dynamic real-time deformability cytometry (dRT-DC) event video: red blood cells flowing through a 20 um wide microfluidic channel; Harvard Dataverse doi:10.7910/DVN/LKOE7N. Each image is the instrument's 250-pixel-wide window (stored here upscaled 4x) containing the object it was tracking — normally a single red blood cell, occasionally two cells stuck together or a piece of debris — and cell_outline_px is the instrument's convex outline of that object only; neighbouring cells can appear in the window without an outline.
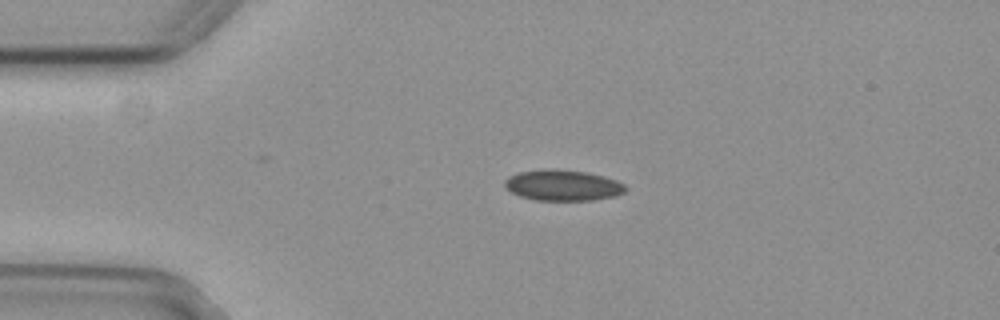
{"species": "common noctule bat (a hibernating species)", "species_latin": "Nyctalus noctula", "temperature_condition": "cold", "stored_images_in_passage": 34, "camera_frame_rate_fps": 3000, "um_per_image_px": 0.085, "animal": {"sex": "female", "body_mass_g": 29.2, "forearm_length_mm": 56.3}, "frame": {"image": 1, "passage_image": 1, "time_ms": 0.0, "image_size_px": [1000, 320], "cell_outline_px": [[628, 188], [624, 192], [616, 196], [592, 200], [536, 200], [520, 196], [512, 192], [504, 184], [504, 180], [508, 176], [520, 172], [544, 168], [556, 168], [588, 172], [604, 176], [616, 180], [624, 184]], "centroid_in_image_um": [47.86, 15.73], "position_along_channel_um": 37.1, "area_um2": 21.91}}
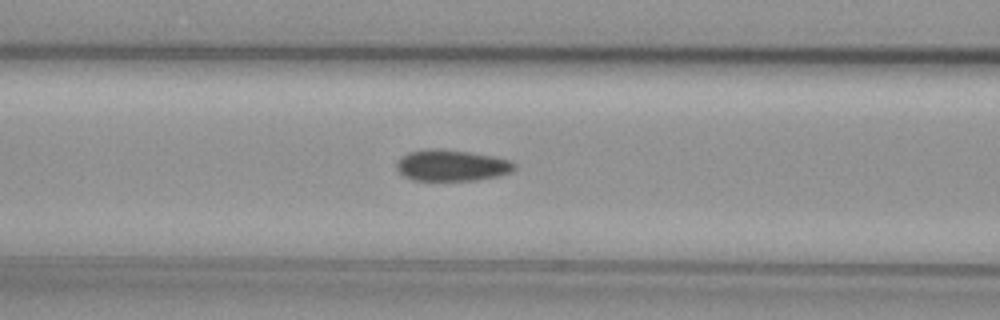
{"frame": {"image": 2, "passage_image": 11, "time_ms": 3.333, "image_size_px": [1000, 320], "cell_outline_px": [[516, 168], [512, 172], [496, 176], [476, 180], [412, 180], [404, 176], [396, 168], [396, 160], [400, 156], [408, 152], [424, 148], [440, 148], [496, 156], [512, 160], [516, 164]], "centroid_in_image_um": [38.38, 14.04], "position_along_channel_um": 128.2, "area_um2": 21.85}}
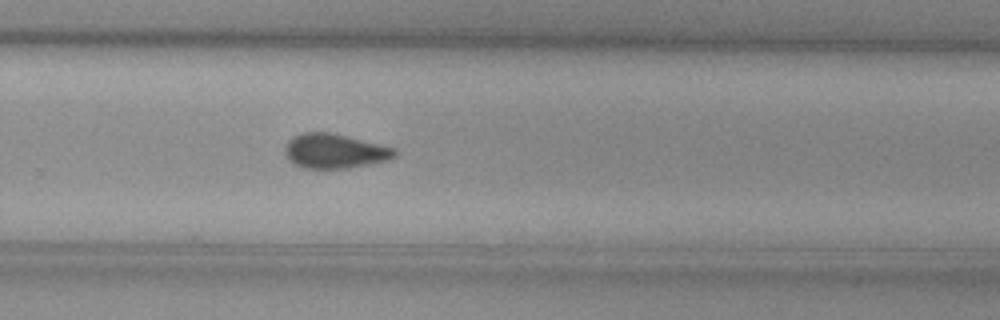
{"frame": {"image": 3, "passage_image": 25, "time_ms": 8.0, "image_size_px": [1000, 320], "cell_outline_px": [[396, 156], [388, 160], [372, 164], [348, 168], [304, 168], [292, 164], [284, 156], [284, 148], [288, 140], [292, 136], [304, 132], [332, 132], [396, 148]], "centroid_in_image_um": [28.42, 12.84], "position_along_channel_um": 301.4, "area_um2": 22.48}, "authors_computed_cell_mechanics": {"area_um2": 22.0218, "velocity_mm_per_s": 3.7298, "shape_relaxation_time_tau1_ms": 7.0402, "shape_relaxation_time_tau2_ms": 2.6435, "deformation_change_tau1": 0.1212, "deformation_change_tau2": 0.0656}}